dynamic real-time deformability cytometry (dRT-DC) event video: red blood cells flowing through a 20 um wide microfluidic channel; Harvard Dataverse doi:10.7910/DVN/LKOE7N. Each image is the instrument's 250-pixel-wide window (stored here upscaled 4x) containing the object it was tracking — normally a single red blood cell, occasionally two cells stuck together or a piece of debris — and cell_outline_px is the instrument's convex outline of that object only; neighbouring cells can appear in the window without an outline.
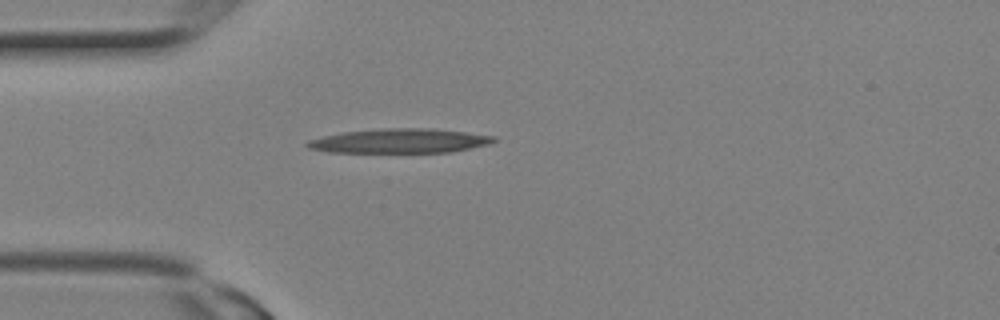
{"species": "Egyptian fruit bat (a non-hibernating species)", "species_latin": "Rousettus aegyptiacus", "temperature_condition": "room temperature", "stored_images_in_passage": 1, "camera_frame_rate_fps": 3000, "um_per_image_px": 0.085, "animal": {"sex": "female"}, "frame": {"image": 1, "passage_image": 1, "time_ms": 0.0, "image_size_px": [1000, 320], "cell_outline_px": [[496, 140], [488, 144], [452, 152], [328, 152], [308, 148], [304, 144], [308, 140], [324, 136], [344, 132], [380, 128], [436, 128], [496, 136]], "centroid_in_image_um": [33.98, 11.97], "position_along_channel_um": 51.0, "area_um2": 26.53}}